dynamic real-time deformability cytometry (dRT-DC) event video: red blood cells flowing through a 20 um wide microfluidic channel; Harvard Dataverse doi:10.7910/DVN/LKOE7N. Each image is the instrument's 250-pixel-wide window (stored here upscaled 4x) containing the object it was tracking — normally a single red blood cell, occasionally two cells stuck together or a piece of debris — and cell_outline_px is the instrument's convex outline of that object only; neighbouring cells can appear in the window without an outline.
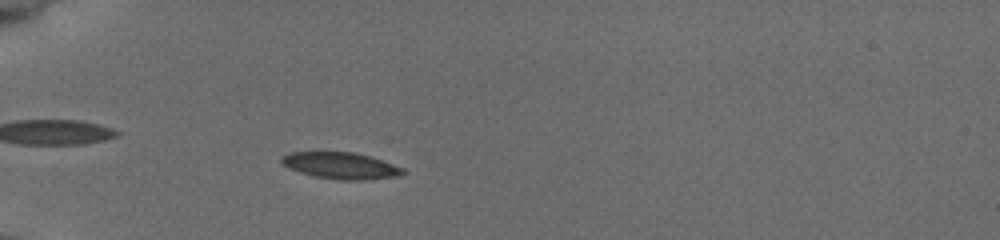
{"species": "common noctule bat (a hibernating species)", "species_latin": "Nyctalus noctula", "temperature_condition": "cold", "stored_images_in_passage": 48, "camera_frame_rate_fps": 3000, "um_per_image_px": 0.085, "animal": {"sex": "female", "body_mass_g": 19.5, "forearm_length_mm": 54.1}, "frame": {"image": 1, "passage_image": 12, "time_ms": 3.667, "image_size_px": [1000, 240], "cell_outline_px": [[408, 172], [400, 176], [368, 180], [340, 180], [316, 176], [300, 172], [288, 168], [280, 160], [280, 156], [288, 152], [356, 152], [372, 156], [404, 168]], "centroid_in_image_um": [29.02, 14.07], "position_along_channel_um": 56.0, "area_um2": 19.07}}
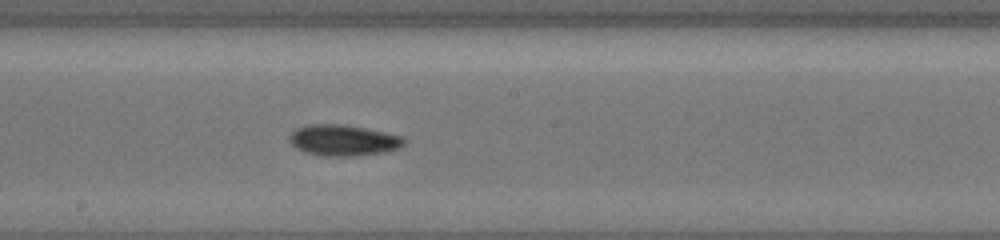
{"frame": {"image": 2, "passage_image": 26, "time_ms": 8.333, "image_size_px": [1000, 240], "cell_outline_px": [[404, 144], [400, 148], [384, 152], [356, 156], [320, 156], [304, 152], [296, 148], [288, 140], [288, 136], [296, 128], [308, 124], [340, 124], [364, 128], [404, 136]], "centroid_in_image_um": [29.15, 11.93], "position_along_channel_um": 219.0, "area_um2": 20.87}}
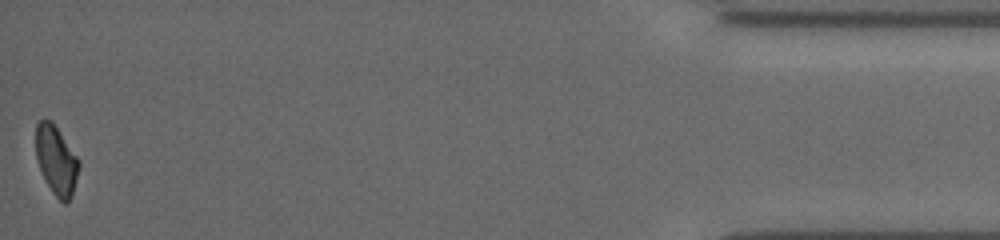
{"frame": {"image": 3, "passage_image": 48, "time_ms": 15.667, "image_size_px": [1000, 240], "cell_outline_px": [[80, 168], [72, 196], [68, 204], [64, 204], [52, 192], [36, 160], [36, 124], [40, 120], [52, 120], [80, 160]], "centroid_in_image_um": [4.81, 13.63], "position_along_channel_um": 430.4, "area_um2": 17.46}, "authors_computed_cell_mechanics": {"area_um2": 18.7561, "velocity_mm_per_s": 3.9163, "shape_relaxation_time_tau1_ms": 4.1868, "shape_relaxation_time_tau2_ms": 6.2183, "deformation_change_tau1": 0.1, "deformation_change_tau2": 0.0749}}